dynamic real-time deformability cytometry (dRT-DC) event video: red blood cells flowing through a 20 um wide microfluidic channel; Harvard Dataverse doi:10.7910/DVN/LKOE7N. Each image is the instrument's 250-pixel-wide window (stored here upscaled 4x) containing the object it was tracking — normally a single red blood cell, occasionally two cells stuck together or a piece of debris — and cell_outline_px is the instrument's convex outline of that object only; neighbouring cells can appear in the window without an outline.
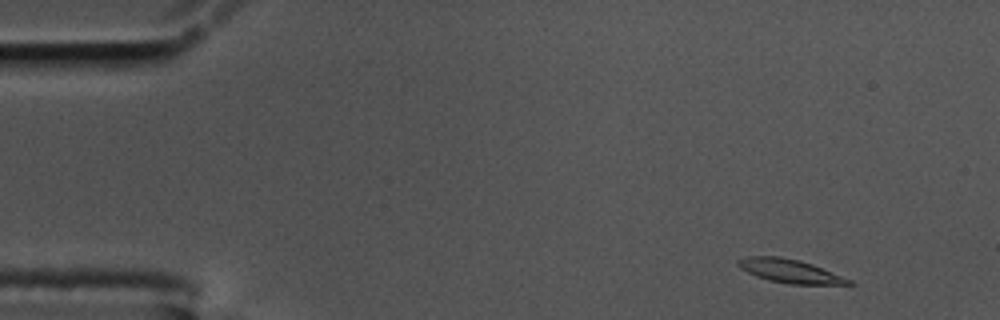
{"species": "common noctule bat (a hibernating species)", "species_latin": "Nyctalus noctula", "temperature_condition": "cold", "stored_images_in_passage": 57, "camera_frame_rate_fps": 3000, "um_per_image_px": 0.085, "animal": {"sex": "male", "body_mass_g": 17.5, "forearm_length_mm": 52.3}, "frame": {"image": 1, "passage_image": 3, "time_ms": 0.667, "image_size_px": [1000, 320], "cell_outline_px": [[856, 284], [788, 284], [768, 280], [756, 276], [740, 268], [736, 264], [736, 260], [748, 256], [780, 256], [800, 260], [812, 264], [852, 280]], "centroid_in_image_um": [67.11, 23.03], "position_along_channel_um": 17.9, "area_um2": 15.2}}
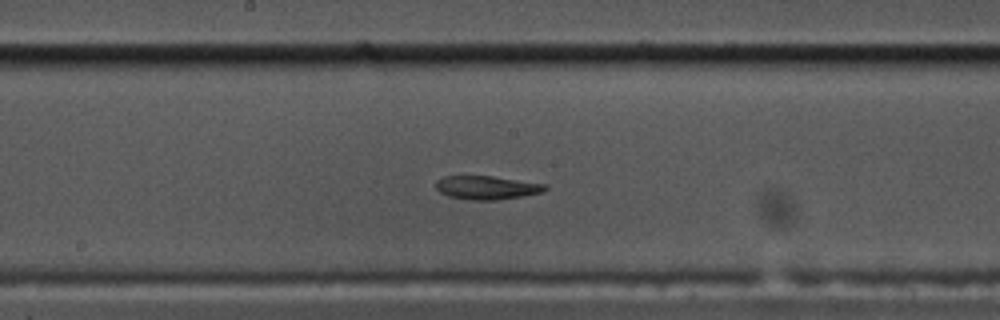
{"frame": {"image": 2, "passage_image": 28, "time_ms": 9.0, "image_size_px": [1000, 320], "cell_outline_px": [[548, 188], [544, 192], [524, 196], [496, 200], [472, 200], [448, 196], [440, 192], [436, 188], [436, 180], [444, 176], [492, 176], [548, 184]], "centroid_in_image_um": [41.42, 15.94], "position_along_channel_um": 206.8, "area_um2": 15.14}}
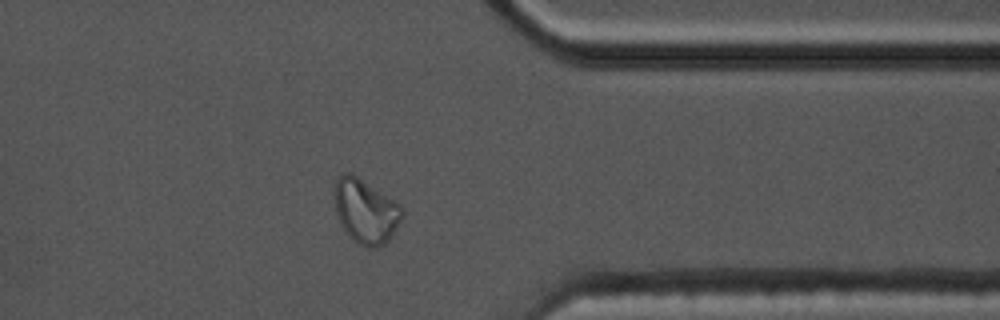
{"frame": {"image": 3, "passage_image": 44, "time_ms": 14.333, "image_size_px": [1000, 320], "cell_outline_px": [[404, 216], [388, 240], [384, 244], [376, 248], [368, 248], [356, 244], [348, 236], [336, 216], [332, 192], [332, 188], [340, 172], [352, 172], [400, 204], [404, 208]], "centroid_in_image_um": [31.03, 17.93], "position_along_channel_um": 380.4, "area_um2": 26.13}, "authors_computed_cell_mechanics": {"area_um2": 15.895, "velocity_mm_per_s": 3.4217, "shape_relaxation_time_tau1_ms": null, "shape_relaxation_time_tau2_ms": 5.9052, "deformation_change_tau1": null, "deformation_change_tau2": 0.1045}}